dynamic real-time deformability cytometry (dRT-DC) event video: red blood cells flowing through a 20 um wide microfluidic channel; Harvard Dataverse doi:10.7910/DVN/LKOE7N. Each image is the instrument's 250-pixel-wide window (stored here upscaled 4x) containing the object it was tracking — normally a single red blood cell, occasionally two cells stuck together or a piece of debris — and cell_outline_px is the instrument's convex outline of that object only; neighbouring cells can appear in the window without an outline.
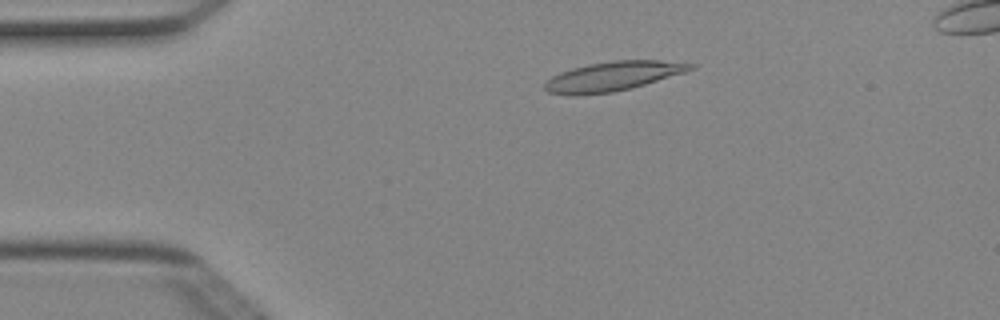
{"species": "Egyptian fruit bat (a non-hibernating species)", "species_latin": "Rousettus aegyptiacus", "temperature_condition": "cold", "stored_images_in_passage": 2, "camera_frame_rate_fps": 3000, "um_per_image_px": 0.085, "animal": {"sex": "female"}, "frame": {"image": 1, "passage_image": 1, "time_ms": 0.0, "image_size_px": [1000, 320], "cell_outline_px": [[700, 64], [696, 68], [684, 72], [644, 84], [612, 92], [576, 96], [568, 96], [548, 92], [544, 88], [544, 84], [552, 76], [560, 72], [572, 68], [588, 64], [612, 60], [660, 60]], "centroid_in_image_um": [52.08, 6.48], "position_along_channel_um": 32.9, "area_um2": 24.97}}